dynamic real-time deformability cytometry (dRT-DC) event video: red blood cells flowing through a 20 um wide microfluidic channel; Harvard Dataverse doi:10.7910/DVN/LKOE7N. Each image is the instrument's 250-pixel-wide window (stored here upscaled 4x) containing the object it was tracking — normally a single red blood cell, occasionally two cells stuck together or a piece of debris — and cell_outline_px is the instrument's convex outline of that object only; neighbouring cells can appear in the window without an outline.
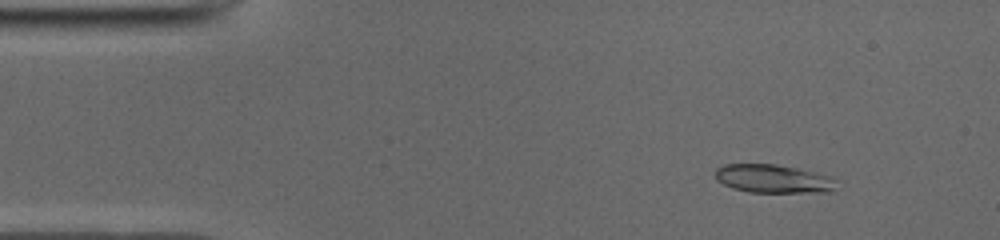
{"species": "common noctule bat (a hibernating species)", "species_latin": "Nyctalus noctula", "temperature_condition": "cold", "stored_images_in_passage": 47, "camera_frame_rate_fps": 3000, "um_per_image_px": 0.085, "animal": {"sex": "male", "body_mass_g": 19.0, "forearm_length_mm": 50.8}, "frame": {"image": 1, "passage_image": 3, "time_ms": 0.667, "image_size_px": [1000, 240], "cell_outline_px": [[836, 180], [832, 188], [828, 192], [748, 192], [732, 188], [716, 180], [716, 168], [724, 164], [776, 164], [796, 168], [828, 176]], "centroid_in_image_um": [65.65, 15.19], "position_along_channel_um": 19.4, "area_um2": 19.77}}
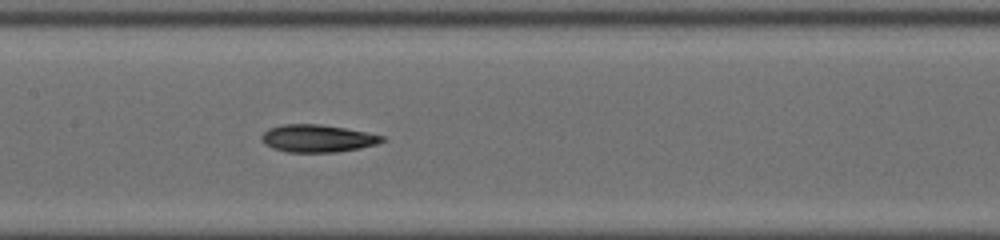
{"frame": {"image": 2, "passage_image": 21, "time_ms": 6.667, "image_size_px": [1000, 240], "cell_outline_px": [[384, 140], [376, 144], [360, 148], [336, 152], [288, 152], [272, 148], [264, 144], [260, 136], [268, 128], [284, 124], [320, 124], [344, 128], [384, 136]], "centroid_in_image_um": [26.94, 11.76], "position_along_channel_um": 180.5, "area_um2": 19.19}}
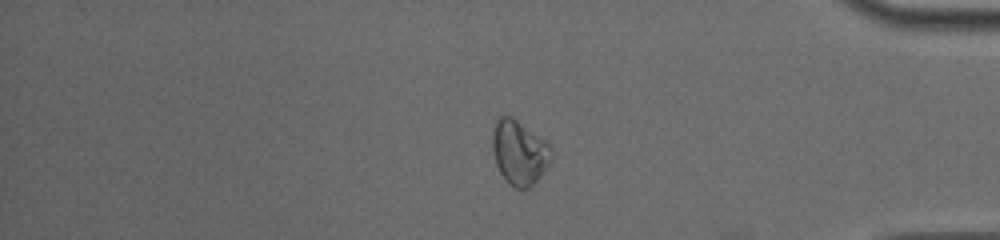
{"frame": {"image": 3, "passage_image": 39, "time_ms": 12.667, "image_size_px": [1000, 240], "cell_outline_px": [[552, 160], [544, 172], [524, 192], [508, 184], [504, 180], [496, 164], [492, 148], [492, 136], [496, 120], [500, 116], [512, 116], [544, 140], [552, 148]], "centroid_in_image_um": [44.14, 12.99], "position_along_channel_um": 391.1, "area_um2": 22.25}, "authors_computed_cell_mechanics": {"area_um2": 19.8832, "velocity_mm_per_s": 3.9594, "shape_relaxation_time_tau1_ms": 5.3447, "shape_relaxation_time_tau2_ms": 4.9586, "deformation_change_tau1": 0.1118, "deformation_change_tau2": 0.1131}}